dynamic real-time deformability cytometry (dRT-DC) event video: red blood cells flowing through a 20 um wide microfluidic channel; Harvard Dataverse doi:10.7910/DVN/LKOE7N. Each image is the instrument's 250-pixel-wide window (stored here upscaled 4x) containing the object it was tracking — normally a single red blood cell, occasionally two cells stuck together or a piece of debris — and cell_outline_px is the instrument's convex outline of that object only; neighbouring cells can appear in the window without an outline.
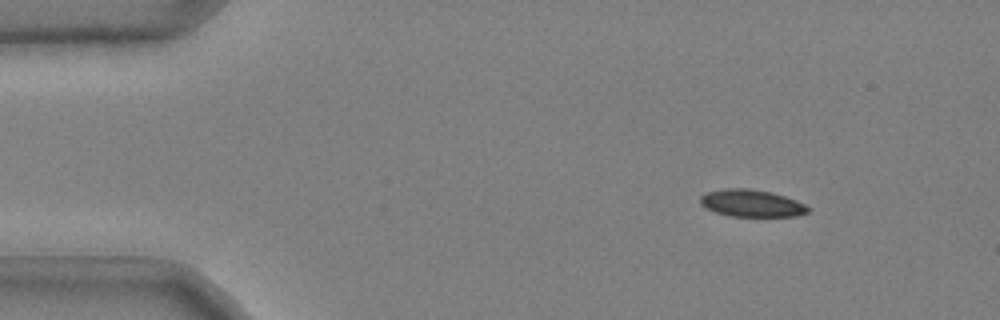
{"species": "common noctule bat (a hibernating species)", "species_latin": "Nyctalus noctula", "temperature_condition": "cold", "stored_images_in_passage": 46, "camera_frame_rate_fps": 3000, "um_per_image_px": 0.085, "animal": {"sex": "male", "body_mass_g": 20.4}, "frame": {"image": 1, "passage_image": 1, "time_ms": 0.0, "image_size_px": [1000, 320], "cell_outline_px": [[808, 212], [796, 216], [732, 216], [716, 212], [700, 204], [700, 196], [704, 192], [724, 188], [748, 188], [772, 192], [796, 200], [804, 204], [808, 208]], "centroid_in_image_um": [63.85, 17.26], "position_along_channel_um": 21.2, "area_um2": 16.99}}
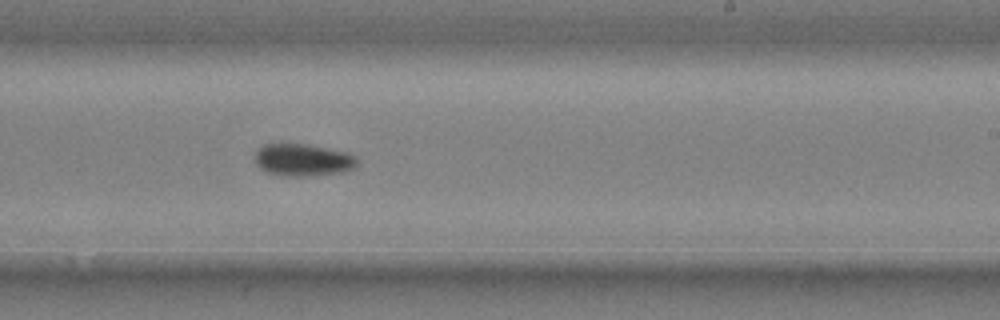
{"frame": {"image": 2, "passage_image": 27, "time_ms": 8.667, "image_size_px": [1000, 320], "cell_outline_px": [[356, 168], [344, 172], [312, 176], [280, 176], [268, 172], [260, 168], [256, 164], [256, 152], [264, 144], [304, 144], [348, 152], [356, 156]], "centroid_in_image_um": [25.78, 13.61], "position_along_channel_um": 263.2, "area_um2": 19.25}}
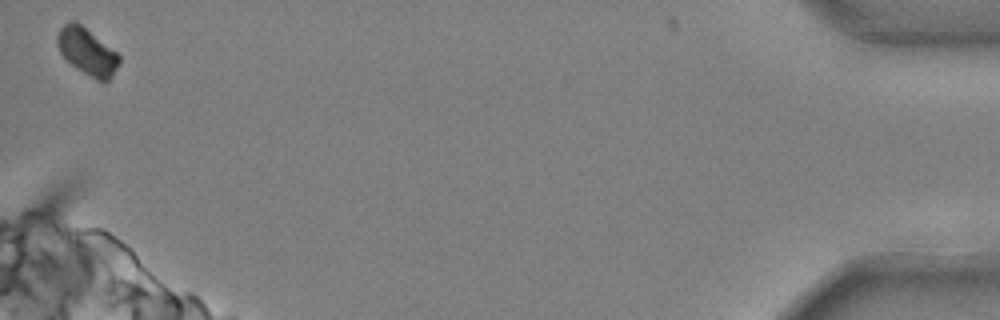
{"frame": {"image": 3, "passage_image": 46, "time_ms": 15.0, "image_size_px": [1000, 320], "cell_outline_px": [[120, 60], [112, 76], [104, 84], [96, 80], [76, 68], [60, 52], [56, 44], [56, 36], [60, 28], [64, 24], [80, 24], [116, 52], [120, 56]], "centroid_in_image_um": [7.41, 4.44], "position_along_channel_um": 427.8, "area_um2": 16.42}, "authors_computed_cell_mechanics": {"area_um2": 18.496, "velocity_mm_per_s": 3.6826, "shape_relaxation_time_tau1_ms": 5.3527, "shape_relaxation_time_tau2_ms": null, "deformation_change_tau1": 0.1089, "deformation_change_tau2": null}}